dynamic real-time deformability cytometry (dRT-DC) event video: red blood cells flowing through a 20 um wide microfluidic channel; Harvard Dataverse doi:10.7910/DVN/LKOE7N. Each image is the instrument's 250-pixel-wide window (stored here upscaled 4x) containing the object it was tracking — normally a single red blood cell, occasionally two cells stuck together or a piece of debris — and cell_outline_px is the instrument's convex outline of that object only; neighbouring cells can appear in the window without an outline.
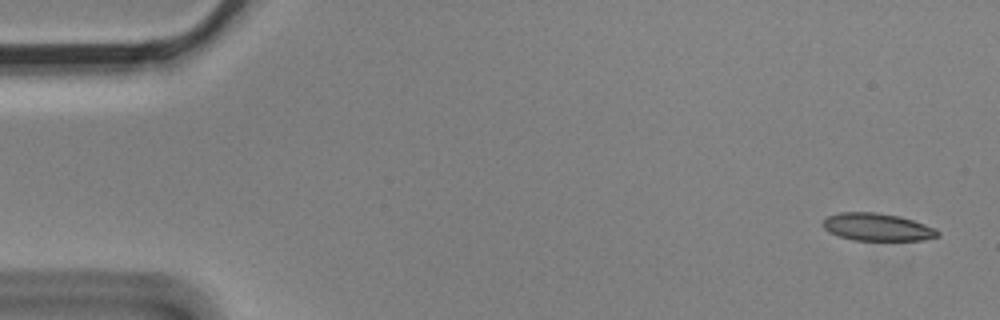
{"species": "Egyptian fruit bat (a non-hibernating species)", "species_latin": "Rousettus aegyptiacus", "temperature_condition": "cold", "stored_images_in_passage": 5, "camera_frame_rate_fps": 3000, "um_per_image_px": 0.085, "animal": {"sex": "male"}, "frame": {"image": 1, "passage_image": 1, "time_ms": 0.0, "image_size_px": [1000, 320], "cell_outline_px": [[940, 236], [924, 240], [852, 240], [840, 236], [824, 228], [824, 220], [828, 216], [840, 212], [876, 212], [900, 216], [936, 228], [940, 232]], "centroid_in_image_um": [74.62, 19.3], "position_along_channel_um": 10.4, "area_um2": 18.32}}
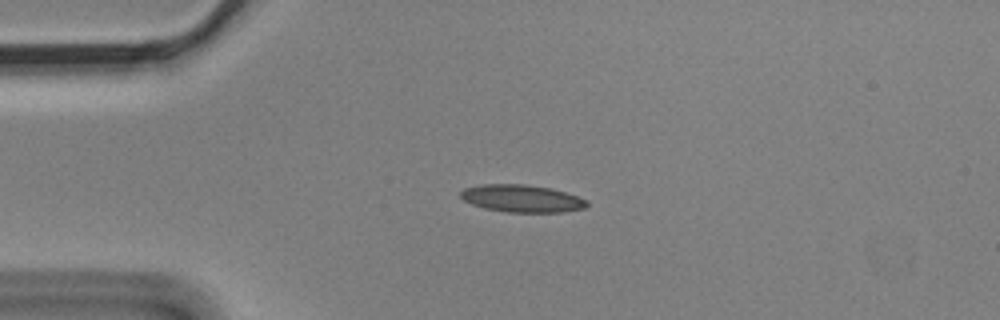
{"frame": {"image": 2, "passage_image": 4, "time_ms": 1.0, "image_size_px": [1000, 320], "cell_outline_px": [[588, 204], [584, 208], [564, 212], [508, 212], [484, 208], [472, 204], [464, 200], [460, 196], [460, 192], [464, 188], [480, 184], [524, 184], [552, 188], [588, 200]], "centroid_in_image_um": [44.34, 16.86], "position_along_channel_um": 40.7, "area_um2": 20.17}}